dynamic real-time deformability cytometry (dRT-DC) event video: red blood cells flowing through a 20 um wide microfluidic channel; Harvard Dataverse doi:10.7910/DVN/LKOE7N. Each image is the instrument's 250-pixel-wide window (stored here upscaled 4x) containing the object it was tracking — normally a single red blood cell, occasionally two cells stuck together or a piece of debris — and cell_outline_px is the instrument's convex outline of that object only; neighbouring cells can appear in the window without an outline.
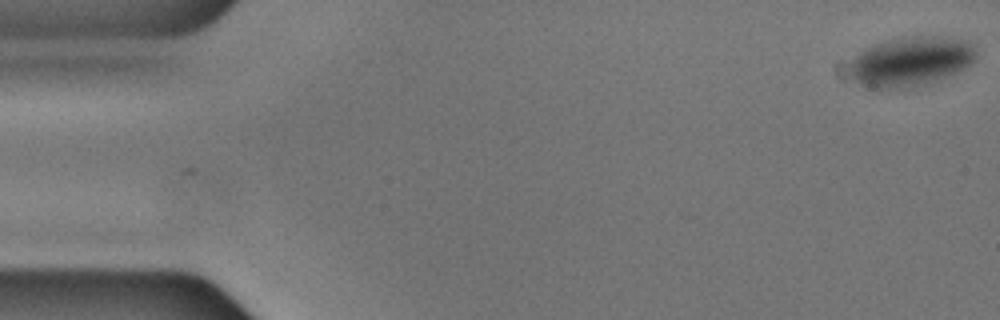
{"species": "common noctule bat (a hibernating species)", "species_latin": "Nyctalus noctula", "temperature_condition": "cold", "stored_images_in_passage": 5, "camera_frame_rate_fps": 3000, "um_per_image_px": 0.085, "animal": {"sex": "male", "body_mass_g": 17.9, "forearm_length_mm": 54.2}, "frame": {"image": 1, "passage_image": 1, "time_ms": 0.0, "image_size_px": [1000, 320], "cell_outline_px": [[976, 56], [968, 64], [956, 72], [944, 76], [904, 88], [872, 88], [860, 84], [852, 76], [852, 60], [860, 52], [876, 44], [892, 40], [912, 36], [940, 36], [968, 40], [976, 48]], "centroid_in_image_um": [77.44, 5.19], "position_along_channel_um": 7.6, "area_um2": 35.26}}